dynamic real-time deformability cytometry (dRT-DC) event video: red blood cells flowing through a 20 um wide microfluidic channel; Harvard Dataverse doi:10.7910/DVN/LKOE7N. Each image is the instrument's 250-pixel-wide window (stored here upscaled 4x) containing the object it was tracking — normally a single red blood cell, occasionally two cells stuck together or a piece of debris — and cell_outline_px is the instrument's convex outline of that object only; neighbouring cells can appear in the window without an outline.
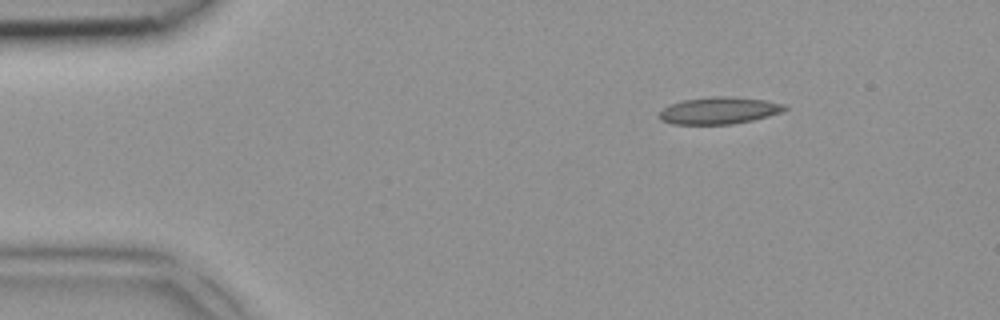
{"species": "common noctule bat (a hibernating species)", "species_latin": "Nyctalus noctula", "temperature_condition": "room temperature", "stored_images_in_passage": 4, "camera_frame_rate_fps": 3000, "um_per_image_px": 0.085, "animal": {"sex": "female", "body_mass_g": 18.4}, "frame": {"image": 1, "passage_image": 1, "time_ms": 0.0, "image_size_px": [1000, 320], "cell_outline_px": [[788, 108], [780, 112], [768, 116], [752, 120], [732, 124], [672, 124], [660, 120], [660, 112], [668, 104], [684, 100], [716, 96], [728, 96], [764, 100], [784, 104]], "centroid_in_image_um": [61.1, 9.4], "position_along_channel_um": 23.9, "area_um2": 19.54}}
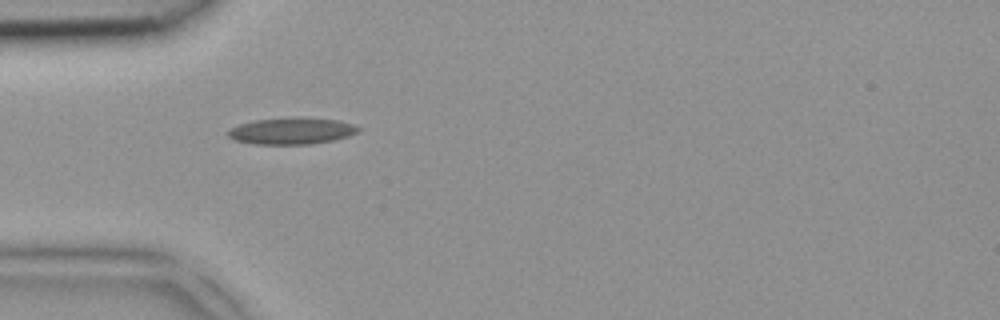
{"frame": {"image": 2, "passage_image": 3, "time_ms": 0.667, "image_size_px": [1000, 320], "cell_outline_px": [[360, 132], [348, 136], [332, 140], [312, 144], [252, 144], [232, 140], [228, 136], [228, 128], [240, 124], [256, 120], [288, 116], [300, 116], [340, 120], [356, 124], [360, 128]], "centroid_in_image_um": [24.81, 11.11], "position_along_channel_um": 60.2, "area_um2": 20.81}}